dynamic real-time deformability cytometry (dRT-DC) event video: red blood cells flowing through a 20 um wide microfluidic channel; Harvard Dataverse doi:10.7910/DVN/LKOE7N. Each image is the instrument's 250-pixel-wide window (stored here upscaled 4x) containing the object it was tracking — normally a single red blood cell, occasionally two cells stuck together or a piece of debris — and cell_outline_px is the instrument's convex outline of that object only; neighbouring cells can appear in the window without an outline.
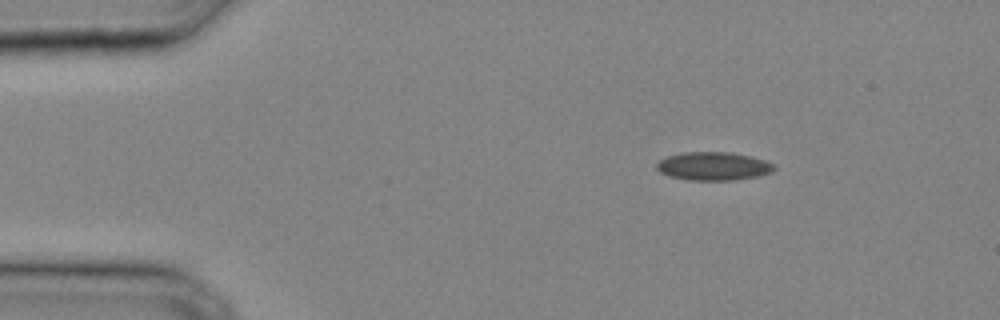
{"species": "common noctule bat (a hibernating species)", "species_latin": "Nyctalus noctula", "temperature_condition": "cold", "stored_images_in_passage": 29, "camera_frame_rate_fps": 3000, "um_per_image_px": 0.085, "animal": {"sex": "male", "body_mass_g": 20.4}, "frame": {"image": 1, "passage_image": 1, "time_ms": 0.0, "image_size_px": [1000, 320], "cell_outline_px": [[776, 168], [772, 172], [756, 176], [736, 180], [688, 180], [668, 176], [660, 172], [656, 168], [656, 164], [660, 160], [668, 156], [684, 152], [732, 152], [764, 160], [776, 164]], "centroid_in_image_um": [60.64, 14.13], "position_along_channel_um": 24.4, "area_um2": 19.42}}
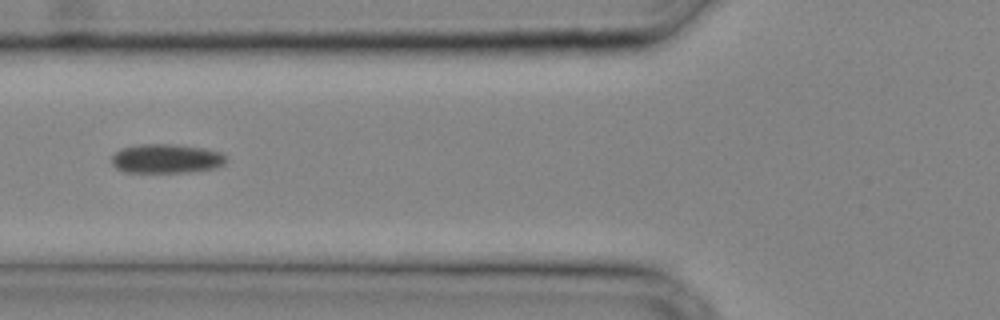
{"frame": {"image": 2, "passage_image": 9, "time_ms": 2.667, "image_size_px": [1000, 320], "cell_outline_px": [[228, 160], [224, 164], [216, 168], [188, 172], [124, 172], [116, 168], [112, 164], [112, 156], [120, 148], [140, 144], [172, 144], [204, 148], [224, 152], [228, 156]], "centroid_in_image_um": [14.19, 13.48], "position_along_channel_um": 111.6, "area_um2": 19.77}}
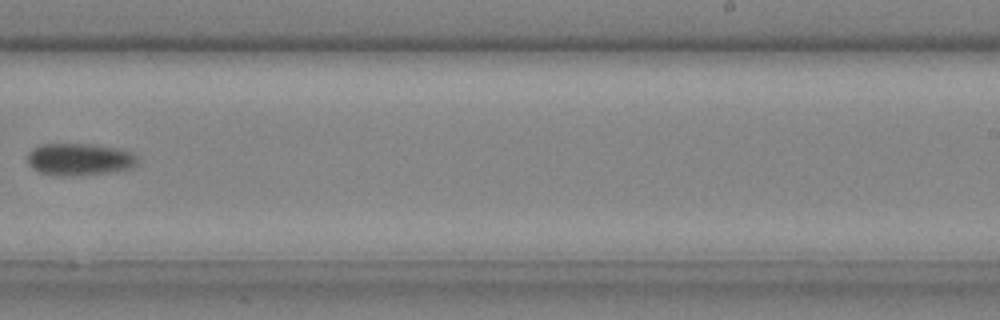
{"frame": {"image": 3, "passage_image": 18, "time_ms": 5.667, "image_size_px": [1000, 320], "cell_outline_px": [[140, 160], [132, 168], [116, 172], [64, 176], [56, 176], [40, 172], [32, 168], [28, 164], [28, 152], [32, 148], [40, 144], [92, 144], [116, 148], [132, 152]], "centroid_in_image_um": [6.76, 13.55], "position_along_channel_um": 282.2, "area_um2": 20.87}}